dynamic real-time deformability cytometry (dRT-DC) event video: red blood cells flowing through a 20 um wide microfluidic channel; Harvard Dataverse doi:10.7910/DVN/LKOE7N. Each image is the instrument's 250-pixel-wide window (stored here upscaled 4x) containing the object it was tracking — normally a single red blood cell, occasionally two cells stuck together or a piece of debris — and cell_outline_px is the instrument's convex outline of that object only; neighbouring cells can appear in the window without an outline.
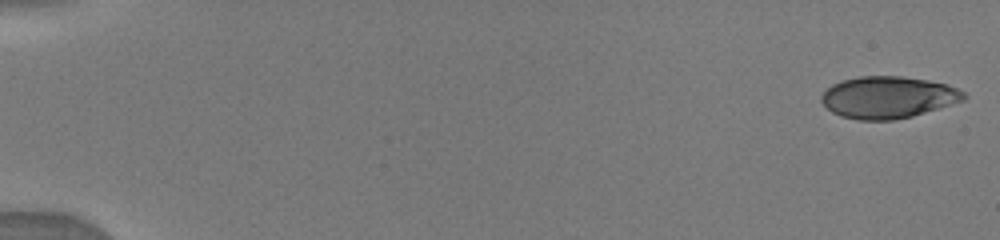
{"species": "human", "species_latin": "Homo sapiens", "temperature_condition": "warm", "stored_images_in_passage": 20, "camera_frame_rate_fps": 3000, "um_per_image_px": 0.085, "donor": {"sex": "male"}, "frame": {"image": 1, "passage_image": 1, "time_ms": 0.0, "image_size_px": [1000, 240], "cell_outline_px": [[968, 96], [964, 100], [912, 116], [892, 120], [856, 120], [840, 116], [832, 112], [820, 100], [820, 96], [832, 84], [844, 80], [860, 76], [900, 76], [948, 84], [964, 92]], "centroid_in_image_um": [75.47, 8.28], "position_along_channel_um": 9.5, "area_um2": 34.56}}
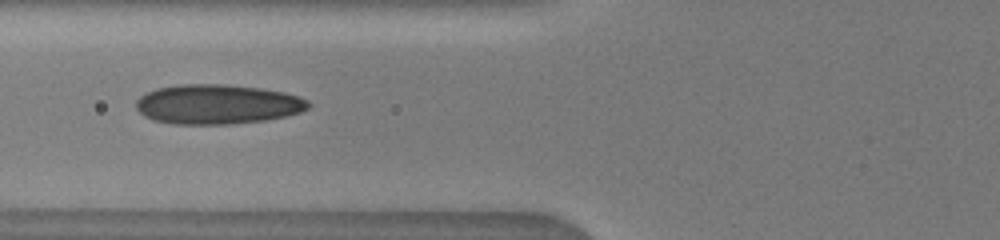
{"frame": {"image": 2, "passage_image": 13, "time_ms": 6.667, "image_size_px": [1000, 240], "cell_outline_px": [[312, 104], [308, 108], [300, 112], [288, 116], [264, 120], [232, 124], [172, 124], [152, 120], [144, 116], [136, 108], [136, 100], [140, 96], [156, 88], [180, 84], [220, 84], [260, 88], [284, 92], [300, 96], [308, 100]], "centroid_in_image_um": [18.48, 8.87], "position_along_channel_um": 107.3, "area_um2": 40.06}}
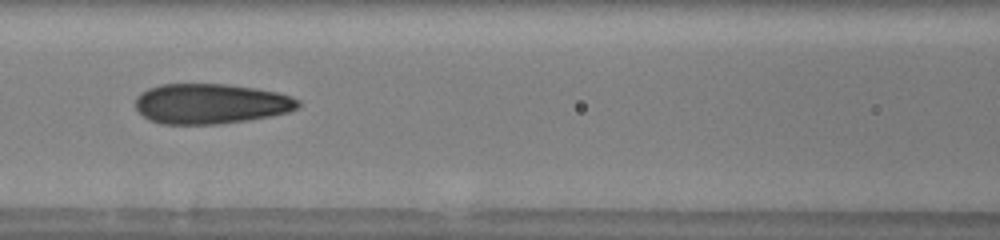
{"frame": {"image": 3, "passage_image": 15, "time_ms": 7.667, "image_size_px": [1000, 240], "cell_outline_px": [[300, 108], [288, 112], [272, 116], [248, 120], [220, 124], [160, 124], [148, 120], [136, 108], [136, 96], [140, 92], [148, 88], [160, 84], [228, 84], [256, 88], [276, 92], [292, 96], [300, 100]], "centroid_in_image_um": [17.93, 8.82], "position_along_channel_um": 148.7, "area_um2": 38.49}}